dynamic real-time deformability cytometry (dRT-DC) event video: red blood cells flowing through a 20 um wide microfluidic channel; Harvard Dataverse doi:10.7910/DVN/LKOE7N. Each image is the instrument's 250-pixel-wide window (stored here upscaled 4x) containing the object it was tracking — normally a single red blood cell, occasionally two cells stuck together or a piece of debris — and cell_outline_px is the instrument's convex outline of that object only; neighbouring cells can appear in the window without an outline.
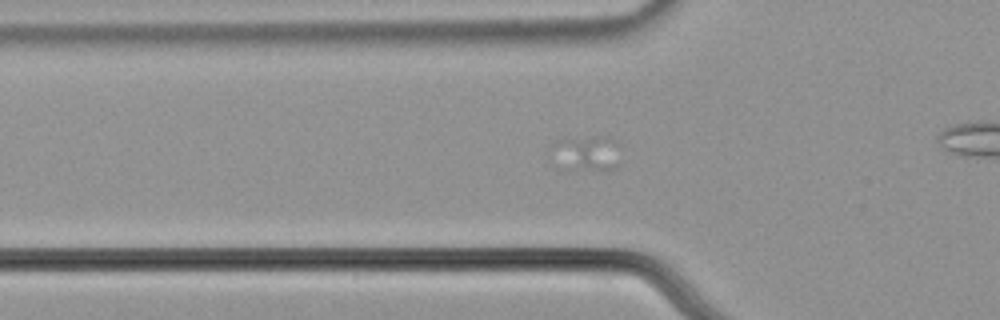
{"species": "common noctule bat (a hibernating species)", "species_latin": "Nyctalus noctula", "temperature_condition": "cold", "stored_images_in_passage": 41, "camera_frame_rate_fps": 3000, "um_per_image_px": 0.085, "animal": {"sex": "male", "body_mass_g": 21.5, "forearm_length_mm": 52.0}, "frame": {"image": 1, "passage_image": 7, "time_ms": 2.0, "image_size_px": [1000, 320], "cell_outline_px": [[620, 144], [616, 168], [604, 172], [560, 172], [556, 168], [568, 140], [600, 136], [608, 136], [616, 140]], "centroid_in_image_um": [50.12, 13.19], "position_along_channel_um": 75.7, "area_um2": 13.64}}
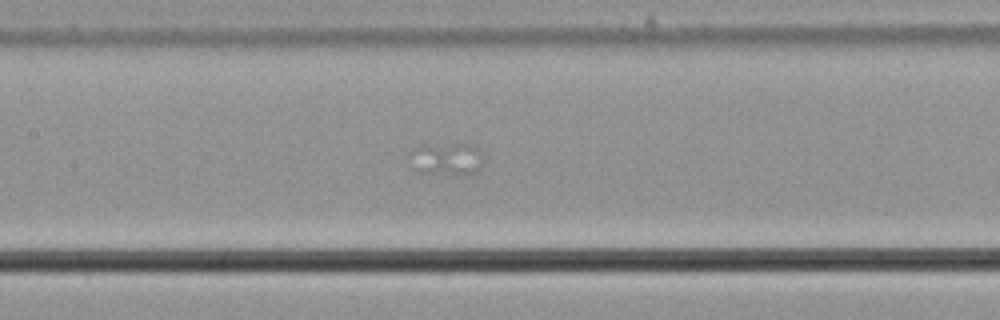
{"frame": {"image": 2, "passage_image": 15, "time_ms": 4.667, "image_size_px": [1000, 320], "cell_outline_px": [[484, 164], [480, 172], [420, 172], [416, 168], [420, 148], [456, 144], [468, 144], [476, 148]], "centroid_in_image_um": [38.22, 13.53], "position_along_channel_um": 169.2, "area_um2": 11.85}}
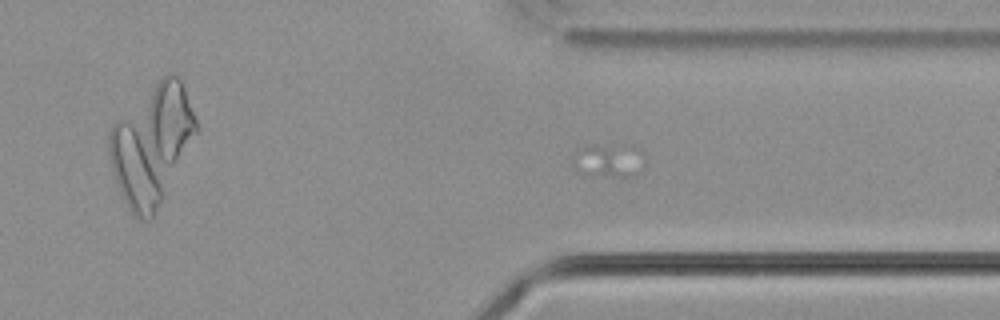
{"frame": {"image": 3, "passage_image": 31, "time_ms": 10.0, "image_size_px": [1000, 320], "cell_outline_px": [[644, 164], [640, 172], [636, 176], [584, 176], [576, 172], [572, 164], [580, 148], [584, 144], [604, 148]], "centroid_in_image_um": [51.37, 13.86], "position_along_channel_um": 360.0, "area_um2": 11.5}}